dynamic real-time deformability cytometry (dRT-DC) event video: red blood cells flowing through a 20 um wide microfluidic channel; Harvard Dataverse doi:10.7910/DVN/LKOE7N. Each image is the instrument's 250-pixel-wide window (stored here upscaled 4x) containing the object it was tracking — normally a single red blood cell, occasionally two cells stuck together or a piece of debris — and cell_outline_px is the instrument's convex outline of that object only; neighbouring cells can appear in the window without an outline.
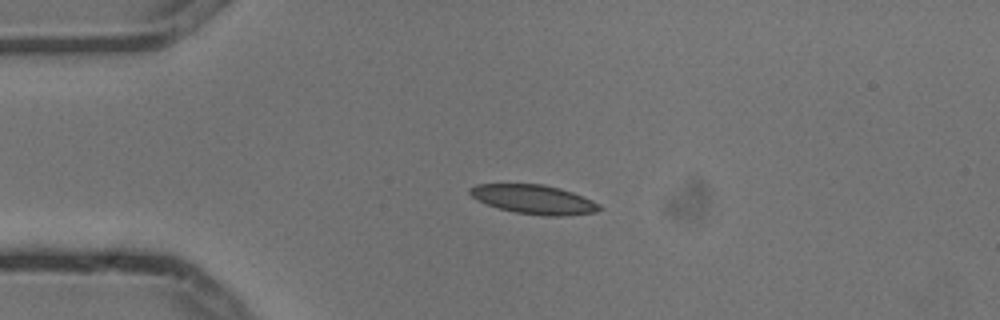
{"species": "common noctule bat (a hibernating species)", "species_latin": "Nyctalus noctula", "temperature_condition": "cold", "stored_images_in_passage": 3, "camera_frame_rate_fps": 3000, "um_per_image_px": 0.085, "animal": {"sex": "male", "body_mass_g": 13.3}, "frame": {"image": 1, "passage_image": 2, "time_ms": 0.333, "image_size_px": [1000, 320], "cell_outline_px": [[604, 208], [596, 212], [564, 216], [544, 216], [516, 212], [500, 208], [476, 200], [468, 192], [468, 188], [476, 184], [544, 184], [560, 188], [572, 192], [592, 200], [600, 204]], "centroid_in_image_um": [45.39, 16.95], "position_along_channel_um": 39.6, "area_um2": 22.02}}